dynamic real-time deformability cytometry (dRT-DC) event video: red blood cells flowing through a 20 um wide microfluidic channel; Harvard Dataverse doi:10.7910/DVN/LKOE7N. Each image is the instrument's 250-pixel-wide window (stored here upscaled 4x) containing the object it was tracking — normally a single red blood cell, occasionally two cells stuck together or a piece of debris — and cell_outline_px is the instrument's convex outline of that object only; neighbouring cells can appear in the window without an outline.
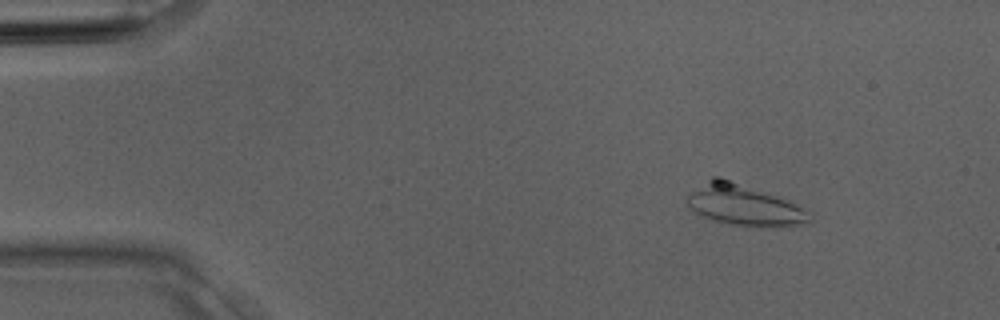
{"species": "Egyptian fruit bat (a non-hibernating species)", "species_latin": "Rousettus aegyptiacus", "temperature_condition": "room temperature", "stored_images_in_passage": 3, "camera_frame_rate_fps": 3000, "um_per_image_px": 0.085, "animal": {"sex": "male"}, "frame": {"image": 1, "passage_image": 1, "time_ms": 0.0, "image_size_px": [1000, 320], "cell_outline_px": [[812, 220], [808, 224], [788, 228], [756, 228], [732, 224], [716, 220], [704, 216], [696, 212], [688, 204], [688, 196], [692, 192], [712, 176], [720, 176], [776, 196], [808, 212]], "centroid_in_image_um": [63.31, 17.48], "position_along_channel_um": 21.7, "area_um2": 28.9}}